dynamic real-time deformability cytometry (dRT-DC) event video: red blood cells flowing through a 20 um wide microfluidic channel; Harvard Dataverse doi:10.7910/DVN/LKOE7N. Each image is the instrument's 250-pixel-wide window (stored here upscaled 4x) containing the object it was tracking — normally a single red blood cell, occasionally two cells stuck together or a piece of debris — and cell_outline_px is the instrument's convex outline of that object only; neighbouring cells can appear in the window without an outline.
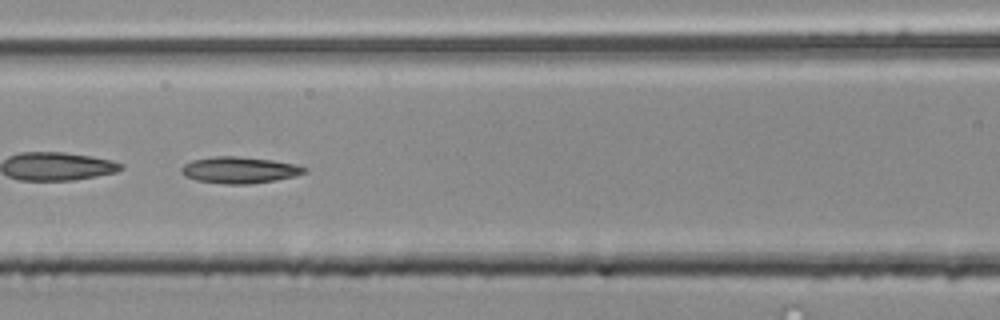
{"species": "common noctule bat (a hibernating species)", "species_latin": "Nyctalus noctula", "temperature_condition": "room temperature", "stored_images_in_passage": 54, "camera_frame_rate_fps": 3000, "um_per_image_px": 0.085, "animal": {"sex": "male", "body_mass_g": 20.4}, "frame": {"image": 1, "passage_image": 24, "time_ms": 7.667, "image_size_px": [1000, 320], "cell_outline_px": [[308, 172], [296, 176], [276, 180], [248, 184], [224, 184], [196, 180], [184, 176], [180, 172], [180, 168], [184, 164], [192, 160], [212, 156], [236, 156], [272, 160], [296, 164], [308, 168]], "centroid_in_image_um": [20.36, 14.45], "position_along_channel_um": 146.2, "area_um2": 19.19}, "authors_computed_cell_mechanics": {"area_um2": 21.2704, "velocity_mm_per_s": 3.8471, "shape_relaxation_time_tau1_ms": null, "shape_relaxation_time_tau2_ms": 9.3577, "deformation_change_tau1": null, "deformation_change_tau2": 0.1719}}